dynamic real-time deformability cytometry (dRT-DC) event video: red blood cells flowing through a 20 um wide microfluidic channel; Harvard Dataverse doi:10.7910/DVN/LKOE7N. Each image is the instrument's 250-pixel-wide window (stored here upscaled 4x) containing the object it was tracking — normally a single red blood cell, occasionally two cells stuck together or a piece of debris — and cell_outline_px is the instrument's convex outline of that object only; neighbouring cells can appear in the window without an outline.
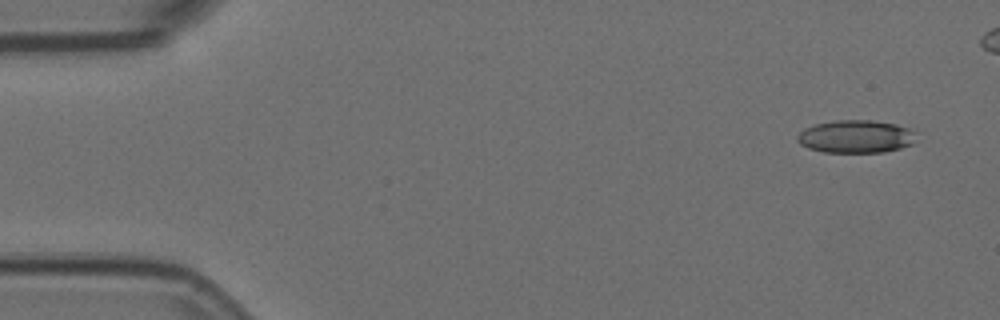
{"species": "Egyptian fruit bat (a non-hibernating species)", "species_latin": "Rousettus aegyptiacus", "temperature_condition": "room temperature", "stored_images_in_passage": 6, "camera_frame_rate_fps": 3000, "um_per_image_px": 0.085, "animal": {"sex": "female"}, "frame": {"image": 1, "passage_image": 1, "time_ms": 0.0, "image_size_px": [1000, 320], "cell_outline_px": [[912, 144], [900, 148], [884, 152], [824, 152], [808, 148], [800, 144], [796, 140], [796, 136], [804, 128], [816, 124], [836, 120], [872, 120], [896, 124], [908, 128], [912, 132]], "centroid_in_image_um": [72.68, 11.6], "position_along_channel_um": 12.3, "area_um2": 22.54}}